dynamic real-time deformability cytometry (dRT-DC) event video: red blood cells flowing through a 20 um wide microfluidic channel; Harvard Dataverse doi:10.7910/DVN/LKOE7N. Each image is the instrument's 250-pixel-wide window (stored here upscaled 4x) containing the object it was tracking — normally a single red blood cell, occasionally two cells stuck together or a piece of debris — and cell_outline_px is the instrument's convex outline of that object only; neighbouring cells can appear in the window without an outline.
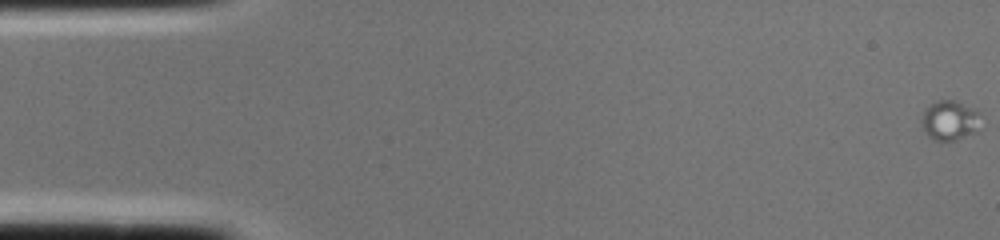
{"species": "common noctule bat (a hibernating species)", "species_latin": "Nyctalus noctula", "temperature_condition": "cold", "stored_images_in_passage": 1, "camera_frame_rate_fps": 3000, "um_per_image_px": 0.085, "animal": {"sex": "female", "body_mass_g": 22.0, "forearm_length_mm": 56.7}, "frame": {"image": 1, "passage_image": 1, "time_ms": 0.0, "image_size_px": [1000, 240], "cell_outline_px": [[980, 112], [972, 132], [956, 140], [936, 140], [928, 136], [924, 132], [920, 120], [924, 112], [932, 104], [940, 100], [956, 100], [976, 108]], "centroid_in_image_um": [80.68, 10.2], "position_along_channel_um": 4.3, "area_um2": 13.24}}